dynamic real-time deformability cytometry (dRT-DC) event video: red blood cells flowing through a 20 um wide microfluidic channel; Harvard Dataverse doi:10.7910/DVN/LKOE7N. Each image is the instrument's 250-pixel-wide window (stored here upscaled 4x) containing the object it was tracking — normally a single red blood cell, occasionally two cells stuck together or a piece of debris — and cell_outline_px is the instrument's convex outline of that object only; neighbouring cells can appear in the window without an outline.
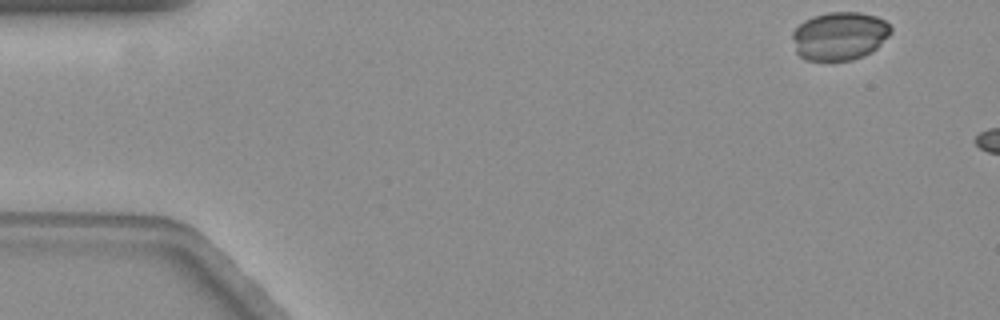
{"species": "common noctule bat (a hibernating species)", "species_latin": "Nyctalus noctula", "temperature_condition": "warm", "stored_images_in_passage": 6, "camera_frame_rate_fps": 3000, "um_per_image_px": 0.085, "animal": {"sex": "female", "body_mass_g": 19.3, "forearm_length_mm": 54.1}, "frame": {"image": 1, "passage_image": 1, "time_ms": 0.0, "image_size_px": [1000, 320], "cell_outline_px": [[892, 32], [872, 52], [852, 60], [804, 60], [796, 52], [792, 36], [792, 32], [804, 20], [812, 16], [828, 12], [860, 12], [876, 16], [884, 20], [892, 28]], "centroid_in_image_um": [71.36, 3.05], "position_along_channel_um": 13.6, "area_um2": 27.74}}